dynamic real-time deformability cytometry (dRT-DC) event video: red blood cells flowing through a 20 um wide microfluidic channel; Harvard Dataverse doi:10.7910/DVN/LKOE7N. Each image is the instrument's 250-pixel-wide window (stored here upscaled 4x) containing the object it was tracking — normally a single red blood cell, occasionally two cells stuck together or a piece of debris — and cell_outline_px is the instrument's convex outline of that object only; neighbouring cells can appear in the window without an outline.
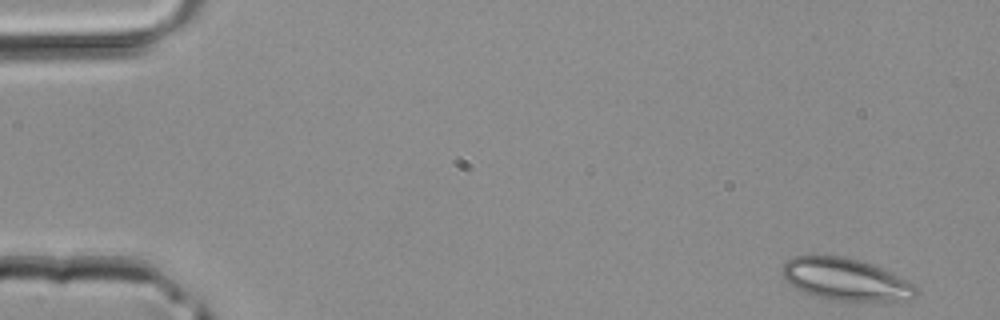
{"species": "common noctule bat (a hibernating species)", "species_latin": "Nyctalus noctula", "temperature_condition": "room temperature", "stored_images_in_passage": 42, "camera_frame_rate_fps": 3000, "um_per_image_px": 0.085, "animal": {"sex": "male", "body_mass_g": 20.4}, "frame": {"image": 1, "passage_image": 1, "time_ms": 0.0, "image_size_px": [1000, 320], "cell_outline_px": [[916, 292], [912, 296], [892, 300], [836, 300], [820, 296], [796, 288], [788, 284], [784, 280], [784, 264], [792, 256], [840, 256], [872, 264], [908, 280], [916, 284]], "centroid_in_image_um": [71.85, 23.72], "position_along_channel_um": 13.1, "area_um2": 31.73}}
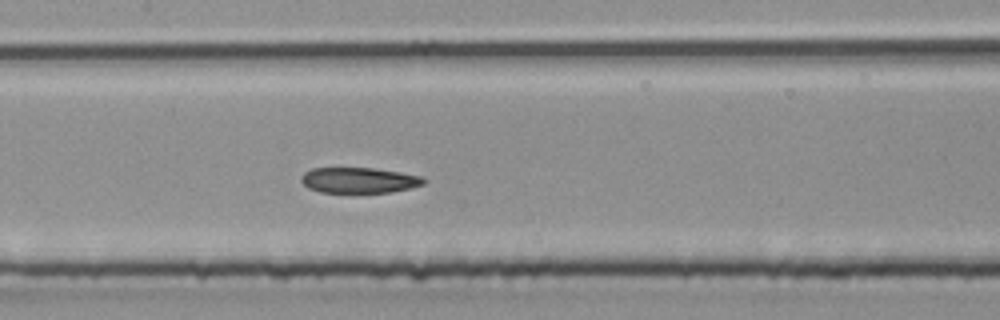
{"frame": {"image": 2, "passage_image": 20, "time_ms": 6.333, "image_size_px": [1000, 320], "cell_outline_px": [[428, 180], [424, 184], [412, 188], [392, 192], [320, 192], [308, 188], [300, 180], [300, 176], [304, 172], [312, 168], [372, 168], [400, 172], [424, 176]], "centroid_in_image_um": [30.55, 15.31], "position_along_channel_um": 176.8, "area_um2": 18.44}}
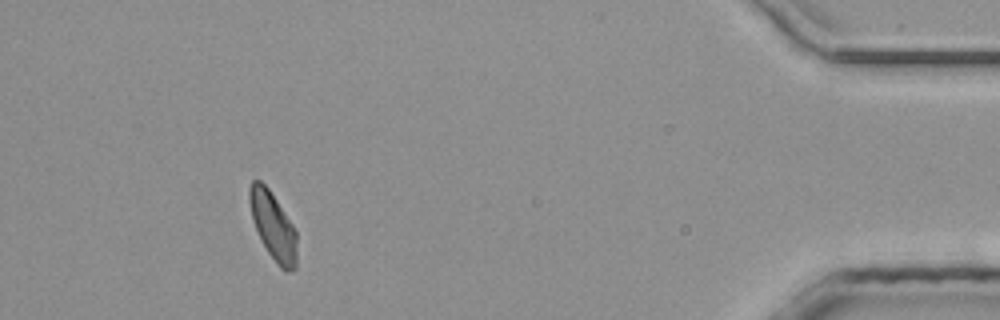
{"frame": {"image": 3, "passage_image": 39, "time_ms": 12.667, "image_size_px": [1000, 320], "cell_outline_px": [[296, 268], [292, 272], [284, 272], [276, 264], [260, 240], [252, 220], [248, 200], [248, 188], [252, 180], [260, 180], [268, 188], [292, 224], [296, 232]], "centroid_in_image_um": [23.18, 19.24], "position_along_channel_um": 412.0, "area_um2": 18.84}}